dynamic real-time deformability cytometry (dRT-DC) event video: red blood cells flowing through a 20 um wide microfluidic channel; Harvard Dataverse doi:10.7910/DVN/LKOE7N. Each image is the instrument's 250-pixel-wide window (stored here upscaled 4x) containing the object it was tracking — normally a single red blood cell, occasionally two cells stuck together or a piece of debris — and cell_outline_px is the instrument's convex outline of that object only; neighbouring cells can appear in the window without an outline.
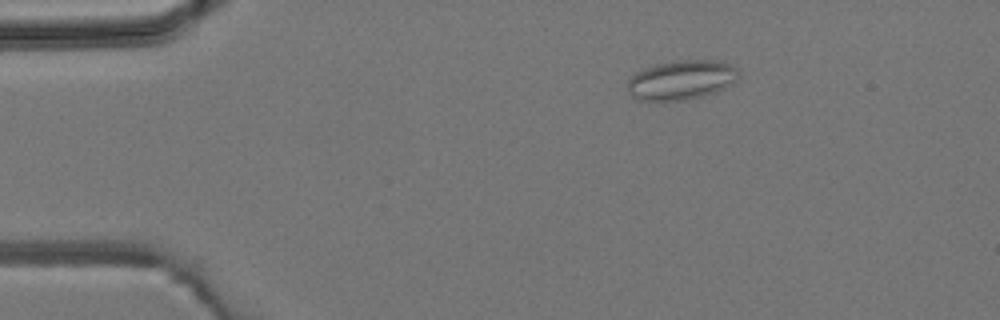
{"species": "common noctule bat (a hibernating species)", "species_latin": "Nyctalus noctula", "temperature_condition": "room temperature", "stored_images_in_passage": 4, "camera_frame_rate_fps": 3000, "um_per_image_px": 0.085, "animal": {"sex": "male", "body_mass_g": 19.2, "forearm_length_mm": 51.8}, "frame": {"image": 1, "passage_image": 4, "time_ms": 5.0, "image_size_px": [1000, 320], "cell_outline_px": [[740, 76], [732, 84], [716, 92], [684, 100], [640, 100], [632, 96], [628, 92], [628, 80], [636, 72], [644, 68], [656, 64], [672, 60], [720, 60], [736, 68], [740, 72]], "centroid_in_image_um": [57.94, 6.78], "position_along_channel_um": 27.1, "area_um2": 25.61}}